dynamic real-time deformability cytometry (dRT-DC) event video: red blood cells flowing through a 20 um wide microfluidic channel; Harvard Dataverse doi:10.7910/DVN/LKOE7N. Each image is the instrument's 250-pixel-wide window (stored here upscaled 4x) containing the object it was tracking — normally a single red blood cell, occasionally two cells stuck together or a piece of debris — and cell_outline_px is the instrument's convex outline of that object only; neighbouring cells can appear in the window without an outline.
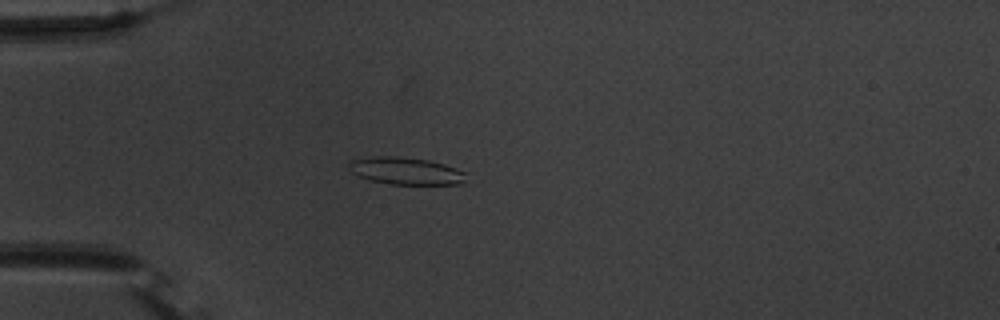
{"species": "common noctule bat (a hibernating species)", "species_latin": "Nyctalus noctula", "temperature_condition": "warm", "stored_images_in_passage": 54, "camera_frame_rate_fps": 3000, "um_per_image_px": 0.085, "animal": {"sex": "male", "body_mass_g": 20.1, "forearm_length_mm": 53.5}, "frame": {"image": 1, "passage_image": 16, "time_ms": 5.0, "image_size_px": [1000, 320], "cell_outline_px": [[468, 172], [464, 184], [392, 184], [368, 180], [352, 172], [348, 168], [348, 164], [352, 160], [372, 156], [396, 156], [428, 160], [444, 164]], "centroid_in_image_um": [34.53, 14.53], "position_along_channel_um": 50.5, "area_um2": 18.73}}
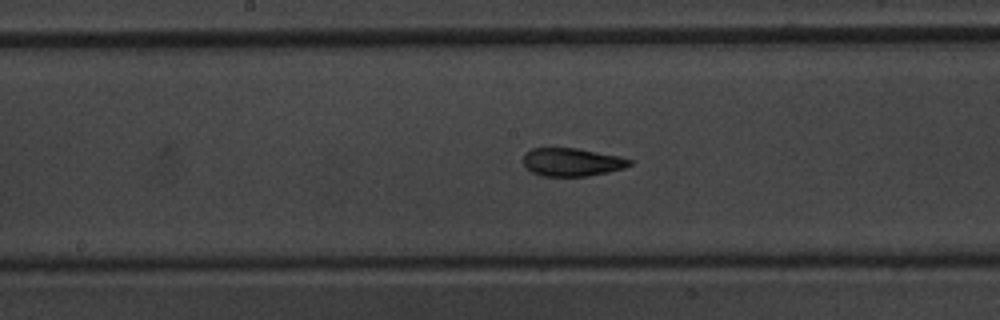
{"frame": {"image": 2, "passage_image": 29, "time_ms": 9.333, "image_size_px": [1000, 320], "cell_outline_px": [[632, 164], [624, 168], [608, 172], [588, 176], [540, 176], [532, 172], [524, 164], [524, 152], [532, 148], [576, 148], [620, 156], [632, 160]], "centroid_in_image_um": [48.62, 13.78], "position_along_channel_um": 199.6, "area_um2": 17.46}}
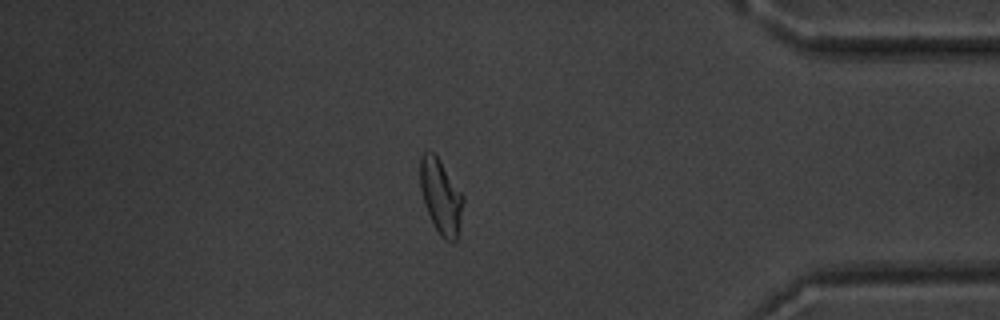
{"frame": {"image": 3, "passage_image": 47, "time_ms": 15.333, "image_size_px": [1000, 320], "cell_outline_px": [[464, 200], [456, 240], [452, 244], [440, 236], [424, 204], [420, 188], [420, 156], [428, 148], [440, 160], [464, 196]], "centroid_in_image_um": [37.46, 16.67], "position_along_channel_um": 397.7, "area_um2": 18.61}, "authors_computed_cell_mechanics": {"area_um2": 18.6983, "velocity_mm_per_s": 3.7756, "shape_relaxation_time_tau1_ms": 3.5888, "shape_relaxation_time_tau2_ms": 1.3497, "deformation_change_tau1": 0.1485, "deformation_change_tau2": 0.0843}}